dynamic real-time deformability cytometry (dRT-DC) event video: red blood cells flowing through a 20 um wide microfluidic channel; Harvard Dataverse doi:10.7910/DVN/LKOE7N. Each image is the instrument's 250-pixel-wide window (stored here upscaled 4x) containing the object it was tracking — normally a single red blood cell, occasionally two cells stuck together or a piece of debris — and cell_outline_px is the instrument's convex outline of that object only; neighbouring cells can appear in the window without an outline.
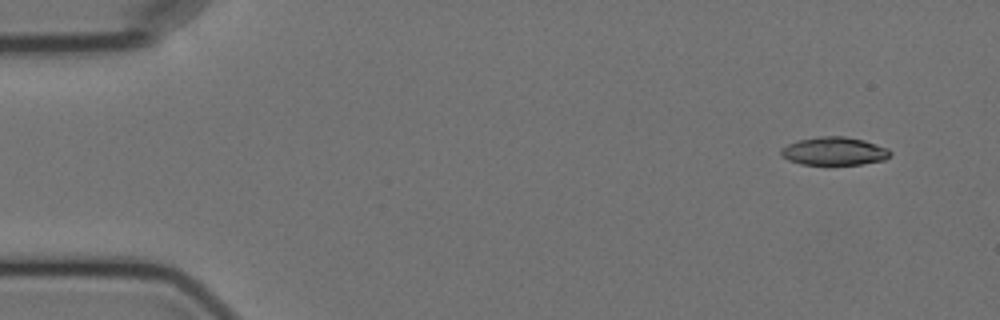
{"species": "Egyptian fruit bat (a non-hibernating species)", "species_latin": "Rousettus aegyptiacus", "temperature_condition": "cold", "stored_images_in_passage": 8, "camera_frame_rate_fps": 3000, "um_per_image_px": 0.085, "animal": {"sex": "female"}, "frame": {"image": 1, "passage_image": 1, "time_ms": 0.0, "image_size_px": [1000, 320], "cell_outline_px": [[892, 156], [884, 160], [860, 164], [800, 164], [788, 160], [780, 156], [780, 148], [796, 140], [820, 136], [844, 136], [864, 140], [888, 148], [892, 152]], "centroid_in_image_um": [70.89, 12.84], "position_along_channel_um": 14.1, "area_um2": 18.09}}
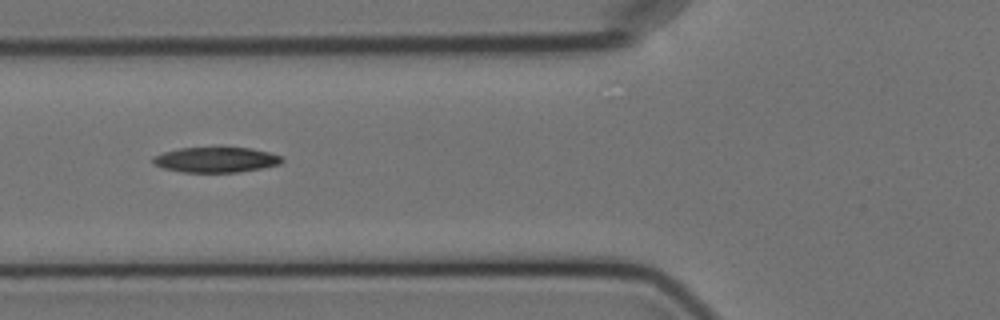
{"frame": {"image": 2, "passage_image": 6, "time_ms": 5.667, "image_size_px": [1000, 320], "cell_outline_px": [[284, 160], [280, 164], [240, 172], [184, 172], [164, 168], [156, 164], [152, 160], [152, 156], [164, 152], [180, 148], [252, 148], [284, 156]], "centroid_in_image_um": [18.39, 13.58], "position_along_channel_um": 107.4, "area_um2": 18.84}}
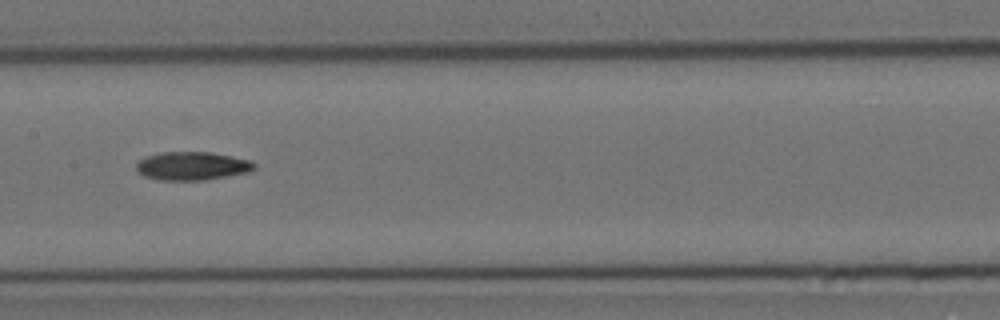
{"frame": {"image": 3, "passage_image": 8, "time_ms": 8.0, "image_size_px": [1000, 320], "cell_outline_px": [[256, 168], [252, 172], [204, 180], [160, 180], [144, 176], [136, 168], [136, 164], [144, 156], [164, 152], [212, 152], [252, 160], [256, 164]], "centroid_in_image_um": [16.39, 14.1], "position_along_channel_um": 191.0, "area_um2": 19.71}}